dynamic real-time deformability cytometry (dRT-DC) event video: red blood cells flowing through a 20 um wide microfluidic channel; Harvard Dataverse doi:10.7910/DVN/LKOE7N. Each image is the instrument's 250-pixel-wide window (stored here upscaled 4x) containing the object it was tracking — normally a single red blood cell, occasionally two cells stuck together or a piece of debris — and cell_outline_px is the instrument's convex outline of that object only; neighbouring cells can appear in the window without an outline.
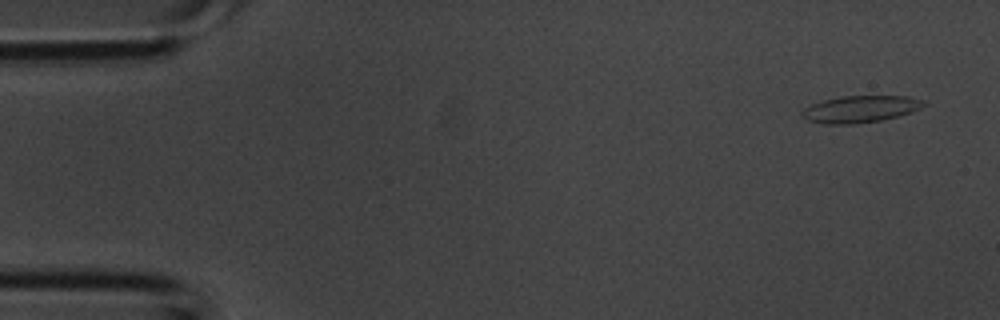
{"species": "common noctule bat (a hibernating species)", "species_latin": "Nyctalus noctula", "temperature_condition": "room temperature", "stored_images_in_passage": 4, "camera_frame_rate_fps": 3000, "um_per_image_px": 0.085, "animal": {"sex": "male", "body_mass_g": 20.1, "forearm_length_mm": 53.5}, "frame": {"image": 1, "passage_image": 1, "time_ms": 0.0, "image_size_px": [1000, 320], "cell_outline_px": [[928, 104], [912, 112], [880, 120], [852, 124], [824, 124], [808, 120], [800, 112], [804, 108], [812, 104], [824, 100], [840, 96], [908, 96], [924, 100]], "centroid_in_image_um": [73.15, 9.26], "position_along_channel_um": 11.9, "area_um2": 18.96}}